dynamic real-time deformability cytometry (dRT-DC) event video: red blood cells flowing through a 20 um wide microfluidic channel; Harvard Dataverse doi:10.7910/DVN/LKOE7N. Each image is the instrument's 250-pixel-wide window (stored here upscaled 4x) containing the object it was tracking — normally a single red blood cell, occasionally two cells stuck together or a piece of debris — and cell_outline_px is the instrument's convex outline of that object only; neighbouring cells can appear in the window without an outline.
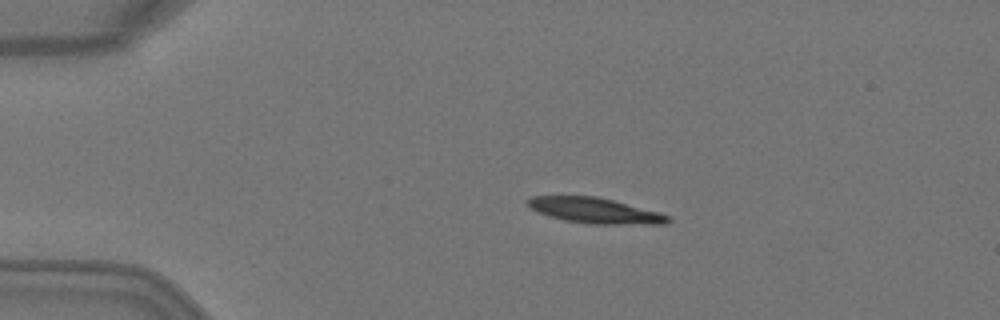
{"species": "Egyptian fruit bat (a non-hibernating species)", "species_latin": "Rousettus aegyptiacus", "temperature_condition": "warm", "stored_images_in_passage": 4, "camera_frame_rate_fps": 3000, "um_per_image_px": 0.085, "animal": {"sex": "female"}, "frame": {"image": 1, "passage_image": 3, "time_ms": 0.667, "image_size_px": [1000, 320], "cell_outline_px": [[672, 220], [668, 224], [588, 224], [564, 220], [548, 216], [536, 212], [528, 204], [528, 200], [532, 196], [596, 196], [660, 212], [668, 216]], "centroid_in_image_um": [50.59, 17.91], "position_along_channel_um": 34.4, "area_um2": 20.81}}